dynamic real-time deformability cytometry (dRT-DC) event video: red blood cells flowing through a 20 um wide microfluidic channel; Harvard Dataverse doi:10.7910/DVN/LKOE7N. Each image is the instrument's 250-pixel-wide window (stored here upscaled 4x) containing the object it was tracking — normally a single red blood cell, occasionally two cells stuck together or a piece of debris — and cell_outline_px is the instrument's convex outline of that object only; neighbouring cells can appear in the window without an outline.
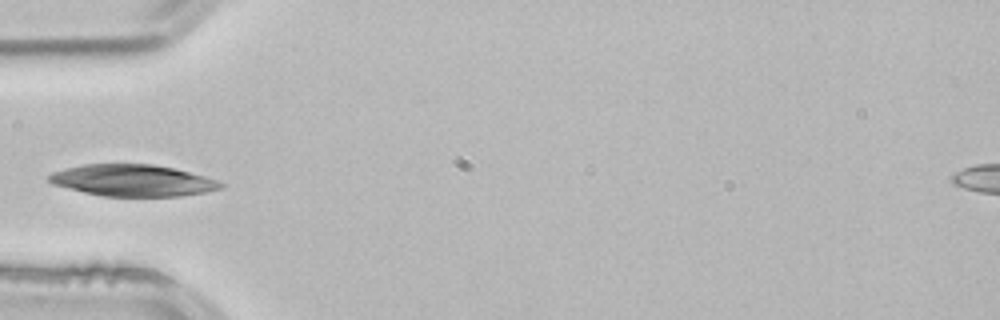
{"species": "common noctule bat (a hibernating species)", "species_latin": "Nyctalus noctula", "temperature_condition": "room temperature", "stored_images_in_passage": 2, "camera_frame_rate_fps": 3000, "um_per_image_px": 0.085, "animal": {"sex": "male", "body_mass_g": 21.5, "forearm_length_mm": 52.0}, "frame": {"image": 1, "passage_image": 2, "time_ms": 0.333, "image_size_px": [1000, 320], "cell_outline_px": [[224, 188], [204, 192], [180, 196], [104, 196], [84, 192], [52, 184], [48, 180], [48, 176], [52, 172], [64, 168], [84, 164], [152, 164], [172, 168], [204, 176], [216, 180], [224, 184]], "centroid_in_image_um": [11.25, 15.33], "position_along_channel_um": 73.7, "area_um2": 31.44}}